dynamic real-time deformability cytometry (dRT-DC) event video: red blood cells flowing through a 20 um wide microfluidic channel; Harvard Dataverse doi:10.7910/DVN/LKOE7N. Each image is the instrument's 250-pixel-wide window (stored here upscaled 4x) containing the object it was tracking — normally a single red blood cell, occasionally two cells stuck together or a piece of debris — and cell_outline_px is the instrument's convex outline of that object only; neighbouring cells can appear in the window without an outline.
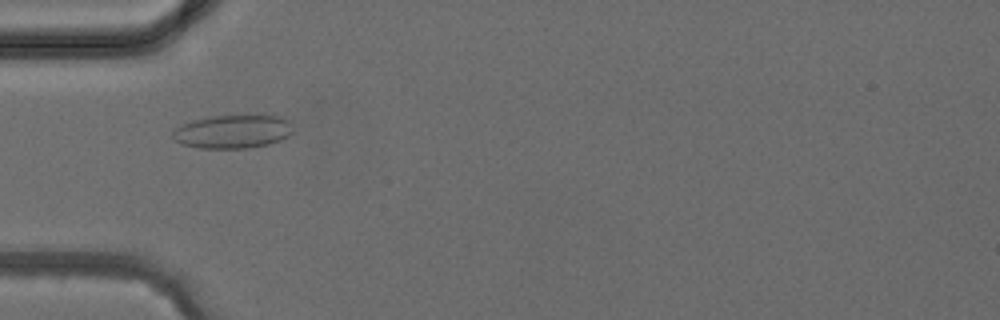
{"species": "common noctule bat (a hibernating species)", "species_latin": "Nyctalus noctula", "temperature_condition": "cold", "stored_images_in_passage": 3, "camera_frame_rate_fps": 3000, "um_per_image_px": 0.085, "animal": {"sex": "female", "body_mass_g": 24.6, "forearm_length_mm": 56.2}, "frame": {"image": 1, "passage_image": 3, "time_ms": 3.0, "image_size_px": [1000, 320], "cell_outline_px": [[292, 132], [288, 136], [280, 140], [268, 144], [248, 148], [200, 148], [180, 144], [172, 136], [172, 132], [180, 124], [192, 120], [208, 116], [264, 112], [284, 116], [292, 120]], "centroid_in_image_um": [19.86, 11.11], "position_along_channel_um": 65.1, "area_um2": 24.74}}